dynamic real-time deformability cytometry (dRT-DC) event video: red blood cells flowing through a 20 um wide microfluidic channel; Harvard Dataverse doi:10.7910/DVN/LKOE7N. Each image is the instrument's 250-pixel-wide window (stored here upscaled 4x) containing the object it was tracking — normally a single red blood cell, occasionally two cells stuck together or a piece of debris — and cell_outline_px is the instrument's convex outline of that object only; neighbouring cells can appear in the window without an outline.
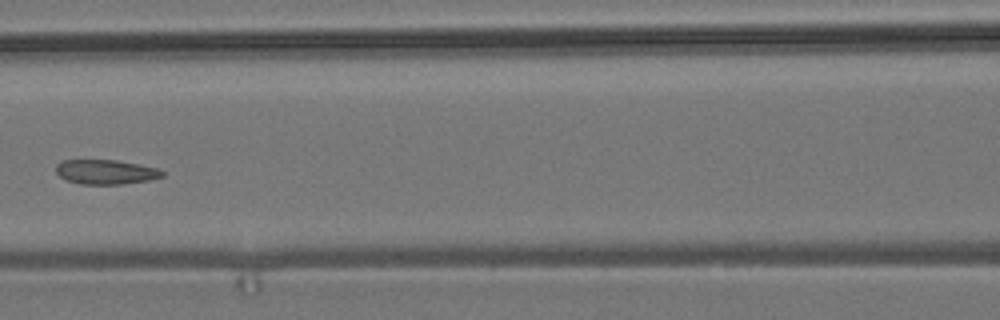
{"species": "common noctule bat (a hibernating species)", "species_latin": "Nyctalus noctula", "temperature_condition": "room temperature", "stored_images_in_passage": 6, "camera_frame_rate_fps": 3000, "um_per_image_px": 0.085, "animal": {"sex": "male", "body_mass_g": 19.2, "forearm_length_mm": 51.8}, "frame": {"image": 1, "passage_image": 5, "time_ms": 5.667, "image_size_px": [1000, 320], "cell_outline_px": [[164, 176], [148, 180], [124, 184], [80, 184], [64, 180], [56, 172], [56, 164], [64, 160], [116, 160], [156, 168], [164, 172]], "centroid_in_image_um": [8.95, 14.62], "position_along_channel_um": 157.6, "area_um2": 15.14}}
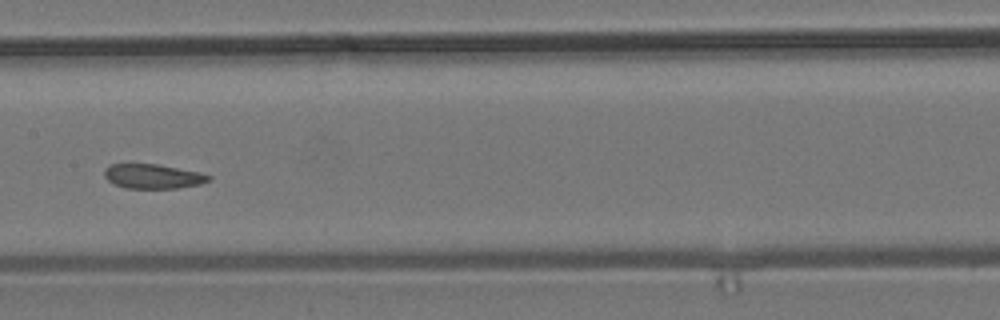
{"frame": {"image": 2, "passage_image": 6, "time_ms": 6.667, "image_size_px": [1000, 320], "cell_outline_px": [[212, 180], [200, 184], [176, 188], [124, 188], [108, 180], [104, 176], [104, 168], [112, 164], [156, 164], [200, 172], [212, 176]], "centroid_in_image_um": [13.02, 14.99], "position_along_channel_um": 194.4, "area_um2": 14.85}}